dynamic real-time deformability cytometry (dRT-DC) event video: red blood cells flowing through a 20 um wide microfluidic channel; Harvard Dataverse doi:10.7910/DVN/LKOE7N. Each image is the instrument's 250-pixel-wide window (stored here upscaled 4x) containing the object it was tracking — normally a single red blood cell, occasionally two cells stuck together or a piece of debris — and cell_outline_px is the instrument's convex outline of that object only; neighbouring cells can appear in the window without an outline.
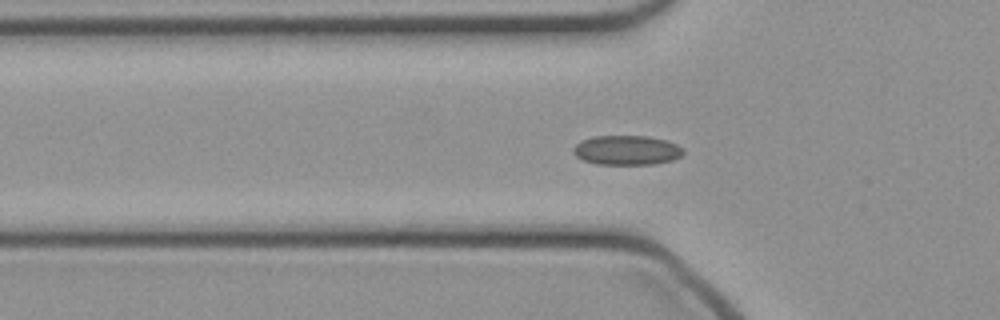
{"species": "common noctule bat (a hibernating species)", "species_latin": "Nyctalus noctula", "temperature_condition": "cold", "stored_images_in_passage": 45, "camera_frame_rate_fps": 3000, "um_per_image_px": 0.085, "animal": {"sex": "female", "body_mass_g": 21.9}, "frame": {"image": 1, "passage_image": 16, "time_ms": 5.0, "image_size_px": [1000, 320], "cell_outline_px": [[684, 152], [680, 156], [672, 160], [652, 164], [596, 164], [584, 160], [576, 156], [572, 152], [572, 148], [580, 140], [592, 136], [648, 136], [668, 140], [684, 148]], "centroid_in_image_um": [53.26, 12.75], "position_along_channel_um": 72.5, "area_um2": 19.07}}
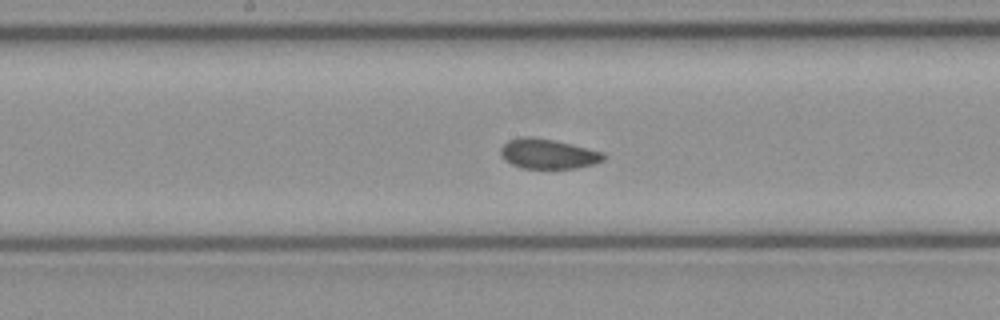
{"frame": {"image": 2, "passage_image": 25, "time_ms": 8.0, "image_size_px": [1000, 320], "cell_outline_px": [[608, 156], [604, 160], [596, 164], [576, 168], [520, 168], [504, 160], [500, 156], [500, 148], [508, 140], [520, 136], [532, 136], [572, 144], [604, 152]], "centroid_in_image_um": [46.59, 13.07], "position_along_channel_um": 201.6, "area_um2": 18.21}}
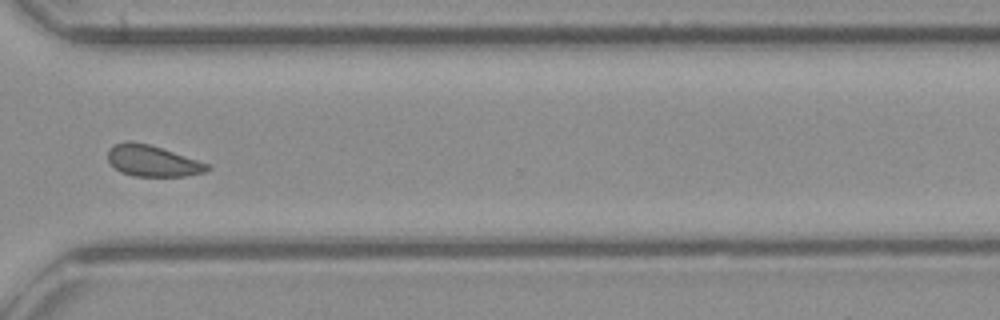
{"frame": {"image": 3, "passage_image": 36, "time_ms": 11.667, "image_size_px": [1000, 320], "cell_outline_px": [[212, 168], [208, 172], [184, 176], [132, 176], [116, 168], [108, 160], [108, 148], [112, 144], [128, 140], [148, 144], [212, 164]], "centroid_in_image_um": [13.01, 13.67], "position_along_channel_um": 357.6, "area_um2": 18.21}}